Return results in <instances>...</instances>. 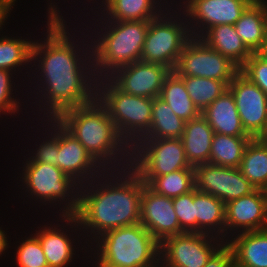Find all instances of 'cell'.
<instances>
[{"label":"cell","mask_w":267,"mask_h":267,"mask_svg":"<svg viewBox=\"0 0 267 267\" xmlns=\"http://www.w3.org/2000/svg\"><path fill=\"white\" fill-rule=\"evenodd\" d=\"M49 4L47 35L43 42L39 43L38 40L33 42L31 61L34 64L31 67L38 65L39 70L36 67L35 72L39 71L41 76L37 78L40 85L36 86L39 87L38 92L42 94L38 96H41V100L39 98L38 101L39 111L43 112L45 109L44 117L56 119L63 111L94 101L97 94V78L91 52L92 45L87 43L88 48L84 41H82L83 49L79 44L75 45L78 41L69 36L66 21L60 15V10L53 2Z\"/></svg>","instance_id":"6da1fadb"},{"label":"cell","mask_w":267,"mask_h":267,"mask_svg":"<svg viewBox=\"0 0 267 267\" xmlns=\"http://www.w3.org/2000/svg\"><path fill=\"white\" fill-rule=\"evenodd\" d=\"M86 184L79 187L77 211L73 215L59 217L67 225L70 224L71 229L85 228L83 232L87 230L91 236L88 232L84 235L87 233L92 237L91 244L92 239L94 241L110 230L140 223L144 183L131 167L106 170Z\"/></svg>","instance_id":"7a4b0ae2"},{"label":"cell","mask_w":267,"mask_h":267,"mask_svg":"<svg viewBox=\"0 0 267 267\" xmlns=\"http://www.w3.org/2000/svg\"><path fill=\"white\" fill-rule=\"evenodd\" d=\"M56 120L105 170L130 167L131 147L121 137L107 109L97 98L90 104L63 111ZM120 165L123 166L120 168Z\"/></svg>","instance_id":"3957f363"},{"label":"cell","mask_w":267,"mask_h":267,"mask_svg":"<svg viewBox=\"0 0 267 267\" xmlns=\"http://www.w3.org/2000/svg\"><path fill=\"white\" fill-rule=\"evenodd\" d=\"M100 21L97 27L103 28L95 34H99L95 36L98 38H93L94 42L91 40L90 43L97 80L109 78L118 69L140 61L150 22V20L104 22L101 19Z\"/></svg>","instance_id":"277c9868"},{"label":"cell","mask_w":267,"mask_h":267,"mask_svg":"<svg viewBox=\"0 0 267 267\" xmlns=\"http://www.w3.org/2000/svg\"><path fill=\"white\" fill-rule=\"evenodd\" d=\"M94 243L97 267L146 266L158 259L160 253V243L140 223L110 230Z\"/></svg>","instance_id":"5b68a950"},{"label":"cell","mask_w":267,"mask_h":267,"mask_svg":"<svg viewBox=\"0 0 267 267\" xmlns=\"http://www.w3.org/2000/svg\"><path fill=\"white\" fill-rule=\"evenodd\" d=\"M96 98L107 109L119 134L131 148L149 132L152 98L126 94L109 78L97 80Z\"/></svg>","instance_id":"8992f818"},{"label":"cell","mask_w":267,"mask_h":267,"mask_svg":"<svg viewBox=\"0 0 267 267\" xmlns=\"http://www.w3.org/2000/svg\"><path fill=\"white\" fill-rule=\"evenodd\" d=\"M165 9L167 13L163 11L149 22L140 61L161 64L173 71L181 51L192 36L184 12L182 16L179 12L181 8L178 9L180 14L172 8L169 10L165 7ZM173 10L176 15L170 12ZM181 17L183 18L180 19Z\"/></svg>","instance_id":"52a82bcc"},{"label":"cell","mask_w":267,"mask_h":267,"mask_svg":"<svg viewBox=\"0 0 267 267\" xmlns=\"http://www.w3.org/2000/svg\"><path fill=\"white\" fill-rule=\"evenodd\" d=\"M24 164L20 179L22 178L21 181L27 188L25 191L31 197L34 195V199H40L41 202L43 200V203L49 201L50 204L55 202L54 205H57L58 202L59 207L65 201L60 215H73L77 211L80 186L75 181L57 166L44 163Z\"/></svg>","instance_id":"ba28073f"},{"label":"cell","mask_w":267,"mask_h":267,"mask_svg":"<svg viewBox=\"0 0 267 267\" xmlns=\"http://www.w3.org/2000/svg\"><path fill=\"white\" fill-rule=\"evenodd\" d=\"M130 167L145 184L155 176L194 168L187 162L180 138L140 139L131 148Z\"/></svg>","instance_id":"9c48e42d"},{"label":"cell","mask_w":267,"mask_h":267,"mask_svg":"<svg viewBox=\"0 0 267 267\" xmlns=\"http://www.w3.org/2000/svg\"><path fill=\"white\" fill-rule=\"evenodd\" d=\"M173 72L177 76L232 81L240 68L201 39L192 37L181 51Z\"/></svg>","instance_id":"30bf717a"},{"label":"cell","mask_w":267,"mask_h":267,"mask_svg":"<svg viewBox=\"0 0 267 267\" xmlns=\"http://www.w3.org/2000/svg\"><path fill=\"white\" fill-rule=\"evenodd\" d=\"M224 242L209 234L185 232L162 241L159 257L168 267H204Z\"/></svg>","instance_id":"8fae6325"},{"label":"cell","mask_w":267,"mask_h":267,"mask_svg":"<svg viewBox=\"0 0 267 267\" xmlns=\"http://www.w3.org/2000/svg\"><path fill=\"white\" fill-rule=\"evenodd\" d=\"M181 4L179 7L184 5L182 12L189 18V30L195 38H199L210 27L234 25L250 5L244 0H185Z\"/></svg>","instance_id":"7c38bea8"},{"label":"cell","mask_w":267,"mask_h":267,"mask_svg":"<svg viewBox=\"0 0 267 267\" xmlns=\"http://www.w3.org/2000/svg\"><path fill=\"white\" fill-rule=\"evenodd\" d=\"M195 189L211 194L225 204L252 193L254 186L243 177L239 168L210 163L194 167Z\"/></svg>","instance_id":"4fadbf2b"},{"label":"cell","mask_w":267,"mask_h":267,"mask_svg":"<svg viewBox=\"0 0 267 267\" xmlns=\"http://www.w3.org/2000/svg\"><path fill=\"white\" fill-rule=\"evenodd\" d=\"M234 97L239 117L245 131L256 138L263 130L267 119V95L239 72L228 85Z\"/></svg>","instance_id":"5bb4252c"},{"label":"cell","mask_w":267,"mask_h":267,"mask_svg":"<svg viewBox=\"0 0 267 267\" xmlns=\"http://www.w3.org/2000/svg\"><path fill=\"white\" fill-rule=\"evenodd\" d=\"M58 151L57 167L79 186L90 182L106 171L59 122Z\"/></svg>","instance_id":"9a60e30c"},{"label":"cell","mask_w":267,"mask_h":267,"mask_svg":"<svg viewBox=\"0 0 267 267\" xmlns=\"http://www.w3.org/2000/svg\"><path fill=\"white\" fill-rule=\"evenodd\" d=\"M170 72L164 65L137 61L118 69L109 79L126 94L154 99Z\"/></svg>","instance_id":"2e32d148"},{"label":"cell","mask_w":267,"mask_h":267,"mask_svg":"<svg viewBox=\"0 0 267 267\" xmlns=\"http://www.w3.org/2000/svg\"><path fill=\"white\" fill-rule=\"evenodd\" d=\"M140 224L161 243L166 238L185 233L173 207V198L157 194L145 183L141 196Z\"/></svg>","instance_id":"e0dca14e"},{"label":"cell","mask_w":267,"mask_h":267,"mask_svg":"<svg viewBox=\"0 0 267 267\" xmlns=\"http://www.w3.org/2000/svg\"><path fill=\"white\" fill-rule=\"evenodd\" d=\"M266 228L267 194L265 190L255 189L252 193L225 204V238L227 237V240L230 239L228 234L235 230L239 234V232Z\"/></svg>","instance_id":"ac0fdd59"},{"label":"cell","mask_w":267,"mask_h":267,"mask_svg":"<svg viewBox=\"0 0 267 267\" xmlns=\"http://www.w3.org/2000/svg\"><path fill=\"white\" fill-rule=\"evenodd\" d=\"M201 115L214 133L237 137H251L244 129L233 95L229 90L212 102Z\"/></svg>","instance_id":"d6986e66"},{"label":"cell","mask_w":267,"mask_h":267,"mask_svg":"<svg viewBox=\"0 0 267 267\" xmlns=\"http://www.w3.org/2000/svg\"><path fill=\"white\" fill-rule=\"evenodd\" d=\"M230 235L232 238L226 243L237 267H267V228Z\"/></svg>","instance_id":"ffe728a7"},{"label":"cell","mask_w":267,"mask_h":267,"mask_svg":"<svg viewBox=\"0 0 267 267\" xmlns=\"http://www.w3.org/2000/svg\"><path fill=\"white\" fill-rule=\"evenodd\" d=\"M208 47L229 58L239 68L253 54L236 33L235 26L222 24L207 29L200 37Z\"/></svg>","instance_id":"44dd1931"},{"label":"cell","mask_w":267,"mask_h":267,"mask_svg":"<svg viewBox=\"0 0 267 267\" xmlns=\"http://www.w3.org/2000/svg\"><path fill=\"white\" fill-rule=\"evenodd\" d=\"M213 135V129L202 115L186 122L180 139L190 166L209 163Z\"/></svg>","instance_id":"7402d4cb"},{"label":"cell","mask_w":267,"mask_h":267,"mask_svg":"<svg viewBox=\"0 0 267 267\" xmlns=\"http://www.w3.org/2000/svg\"><path fill=\"white\" fill-rule=\"evenodd\" d=\"M234 26L246 47L256 53L267 42V0L249 5Z\"/></svg>","instance_id":"603a6c76"},{"label":"cell","mask_w":267,"mask_h":267,"mask_svg":"<svg viewBox=\"0 0 267 267\" xmlns=\"http://www.w3.org/2000/svg\"><path fill=\"white\" fill-rule=\"evenodd\" d=\"M194 210L197 233L216 235L224 241L225 203L211 194L199 192L194 188Z\"/></svg>","instance_id":"cb8c5ba5"},{"label":"cell","mask_w":267,"mask_h":267,"mask_svg":"<svg viewBox=\"0 0 267 267\" xmlns=\"http://www.w3.org/2000/svg\"><path fill=\"white\" fill-rule=\"evenodd\" d=\"M162 0H102L103 16L100 19L116 21L152 20L164 10ZM160 5V6H159ZM106 11V12H105ZM110 15V16H109Z\"/></svg>","instance_id":"d4e9b609"},{"label":"cell","mask_w":267,"mask_h":267,"mask_svg":"<svg viewBox=\"0 0 267 267\" xmlns=\"http://www.w3.org/2000/svg\"><path fill=\"white\" fill-rule=\"evenodd\" d=\"M58 227V224L54 228L45 225L42 230H36L35 236L42 246L49 267H68L76 253L74 239L71 242V235Z\"/></svg>","instance_id":"484cf974"},{"label":"cell","mask_w":267,"mask_h":267,"mask_svg":"<svg viewBox=\"0 0 267 267\" xmlns=\"http://www.w3.org/2000/svg\"><path fill=\"white\" fill-rule=\"evenodd\" d=\"M159 98L167 103L174 114L185 122L201 115V112L192 102L184 81L173 71L164 79Z\"/></svg>","instance_id":"4316f807"},{"label":"cell","mask_w":267,"mask_h":267,"mask_svg":"<svg viewBox=\"0 0 267 267\" xmlns=\"http://www.w3.org/2000/svg\"><path fill=\"white\" fill-rule=\"evenodd\" d=\"M255 189L267 188V144L252 138L247 144L239 167Z\"/></svg>","instance_id":"83f0119b"},{"label":"cell","mask_w":267,"mask_h":267,"mask_svg":"<svg viewBox=\"0 0 267 267\" xmlns=\"http://www.w3.org/2000/svg\"><path fill=\"white\" fill-rule=\"evenodd\" d=\"M186 122L159 97L153 99L149 132L142 139L181 138Z\"/></svg>","instance_id":"f1b7e54d"},{"label":"cell","mask_w":267,"mask_h":267,"mask_svg":"<svg viewBox=\"0 0 267 267\" xmlns=\"http://www.w3.org/2000/svg\"><path fill=\"white\" fill-rule=\"evenodd\" d=\"M251 139L252 137H237L214 133L209 163L239 168L245 148Z\"/></svg>","instance_id":"f546056e"},{"label":"cell","mask_w":267,"mask_h":267,"mask_svg":"<svg viewBox=\"0 0 267 267\" xmlns=\"http://www.w3.org/2000/svg\"><path fill=\"white\" fill-rule=\"evenodd\" d=\"M186 86L192 102L203 112L212 102L228 90L231 81L214 80L205 77L179 76Z\"/></svg>","instance_id":"4dcf8cb0"},{"label":"cell","mask_w":267,"mask_h":267,"mask_svg":"<svg viewBox=\"0 0 267 267\" xmlns=\"http://www.w3.org/2000/svg\"><path fill=\"white\" fill-rule=\"evenodd\" d=\"M146 185L157 194L175 198L189 193L195 188L194 168H187L172 173L152 177Z\"/></svg>","instance_id":"1f68e13d"},{"label":"cell","mask_w":267,"mask_h":267,"mask_svg":"<svg viewBox=\"0 0 267 267\" xmlns=\"http://www.w3.org/2000/svg\"><path fill=\"white\" fill-rule=\"evenodd\" d=\"M32 40L3 36L0 38V69L15 72L16 68L32 63Z\"/></svg>","instance_id":"d6a6232c"},{"label":"cell","mask_w":267,"mask_h":267,"mask_svg":"<svg viewBox=\"0 0 267 267\" xmlns=\"http://www.w3.org/2000/svg\"><path fill=\"white\" fill-rule=\"evenodd\" d=\"M16 261L19 267H49L42 246L35 235L17 246Z\"/></svg>","instance_id":"836d02e7"},{"label":"cell","mask_w":267,"mask_h":267,"mask_svg":"<svg viewBox=\"0 0 267 267\" xmlns=\"http://www.w3.org/2000/svg\"><path fill=\"white\" fill-rule=\"evenodd\" d=\"M46 122L48 125L50 124V126L48 127L49 128L51 127L50 129L51 130L53 129V131L50 132L51 134H47L48 136H46V141H44L43 139V143L39 144L40 146L37 149H35L36 153L35 152L32 153L33 156L26 159L25 163H44V164L57 166V154L59 153L58 151V121L56 119H47Z\"/></svg>","instance_id":"e575fe53"},{"label":"cell","mask_w":267,"mask_h":267,"mask_svg":"<svg viewBox=\"0 0 267 267\" xmlns=\"http://www.w3.org/2000/svg\"><path fill=\"white\" fill-rule=\"evenodd\" d=\"M173 207L181 229L184 232L197 233V221L194 210V189L187 194L173 198Z\"/></svg>","instance_id":"d590c367"},{"label":"cell","mask_w":267,"mask_h":267,"mask_svg":"<svg viewBox=\"0 0 267 267\" xmlns=\"http://www.w3.org/2000/svg\"><path fill=\"white\" fill-rule=\"evenodd\" d=\"M240 72L267 95V64L255 53L246 60Z\"/></svg>","instance_id":"8d00e7d4"},{"label":"cell","mask_w":267,"mask_h":267,"mask_svg":"<svg viewBox=\"0 0 267 267\" xmlns=\"http://www.w3.org/2000/svg\"><path fill=\"white\" fill-rule=\"evenodd\" d=\"M13 72L7 69H0V107H20L19 100L13 98ZM12 82V83H11ZM18 100V101H16Z\"/></svg>","instance_id":"74e56055"},{"label":"cell","mask_w":267,"mask_h":267,"mask_svg":"<svg viewBox=\"0 0 267 267\" xmlns=\"http://www.w3.org/2000/svg\"><path fill=\"white\" fill-rule=\"evenodd\" d=\"M232 261L231 247L225 241L212 254L204 267H227Z\"/></svg>","instance_id":"f35d334b"},{"label":"cell","mask_w":267,"mask_h":267,"mask_svg":"<svg viewBox=\"0 0 267 267\" xmlns=\"http://www.w3.org/2000/svg\"><path fill=\"white\" fill-rule=\"evenodd\" d=\"M13 4L9 0H0V30L2 29V25L6 22V18L8 19L9 12L12 10Z\"/></svg>","instance_id":"ab89813d"},{"label":"cell","mask_w":267,"mask_h":267,"mask_svg":"<svg viewBox=\"0 0 267 267\" xmlns=\"http://www.w3.org/2000/svg\"><path fill=\"white\" fill-rule=\"evenodd\" d=\"M8 238L6 237L5 231H3L0 227V255H2V253L9 248L8 247Z\"/></svg>","instance_id":"60d3db41"},{"label":"cell","mask_w":267,"mask_h":267,"mask_svg":"<svg viewBox=\"0 0 267 267\" xmlns=\"http://www.w3.org/2000/svg\"><path fill=\"white\" fill-rule=\"evenodd\" d=\"M255 54L267 64V42Z\"/></svg>","instance_id":"b9f144b4"},{"label":"cell","mask_w":267,"mask_h":267,"mask_svg":"<svg viewBox=\"0 0 267 267\" xmlns=\"http://www.w3.org/2000/svg\"><path fill=\"white\" fill-rule=\"evenodd\" d=\"M256 139L267 144V119H266V123H265V126H264L263 130L256 137Z\"/></svg>","instance_id":"7bdbcfd3"},{"label":"cell","mask_w":267,"mask_h":267,"mask_svg":"<svg viewBox=\"0 0 267 267\" xmlns=\"http://www.w3.org/2000/svg\"><path fill=\"white\" fill-rule=\"evenodd\" d=\"M19 110V107H0V114L3 113V114H14V113H17Z\"/></svg>","instance_id":"ee69618b"},{"label":"cell","mask_w":267,"mask_h":267,"mask_svg":"<svg viewBox=\"0 0 267 267\" xmlns=\"http://www.w3.org/2000/svg\"><path fill=\"white\" fill-rule=\"evenodd\" d=\"M141 267H168L163 260L159 257L156 259L153 263L146 265V266H141Z\"/></svg>","instance_id":"f6af8a7d"},{"label":"cell","mask_w":267,"mask_h":267,"mask_svg":"<svg viewBox=\"0 0 267 267\" xmlns=\"http://www.w3.org/2000/svg\"><path fill=\"white\" fill-rule=\"evenodd\" d=\"M244 1L248 2L251 5V4L257 3L261 0H244Z\"/></svg>","instance_id":"bcb514c9"},{"label":"cell","mask_w":267,"mask_h":267,"mask_svg":"<svg viewBox=\"0 0 267 267\" xmlns=\"http://www.w3.org/2000/svg\"><path fill=\"white\" fill-rule=\"evenodd\" d=\"M227 267H237V265L232 261Z\"/></svg>","instance_id":"7dc6e473"},{"label":"cell","mask_w":267,"mask_h":267,"mask_svg":"<svg viewBox=\"0 0 267 267\" xmlns=\"http://www.w3.org/2000/svg\"><path fill=\"white\" fill-rule=\"evenodd\" d=\"M9 1L14 5L16 0H9Z\"/></svg>","instance_id":"c3c4849f"}]
</instances>
